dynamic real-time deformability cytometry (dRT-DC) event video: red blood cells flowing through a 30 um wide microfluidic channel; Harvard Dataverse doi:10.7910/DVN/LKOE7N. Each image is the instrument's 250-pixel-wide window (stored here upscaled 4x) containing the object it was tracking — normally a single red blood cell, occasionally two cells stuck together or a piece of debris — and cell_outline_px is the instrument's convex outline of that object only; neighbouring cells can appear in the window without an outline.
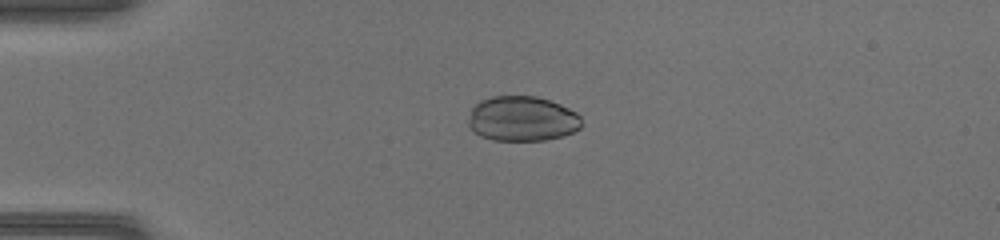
{"species": "common noctule bat (a hibernating species)", "species_latin": "Nyctalus noctula", "temperature_condition": "warm", "stored_images_in_passage": 38, "camera_frame_rate_fps": 3000, "um_per_image_px": 0.085, "animal": {"sex": "female", "body_mass_g": 17.0, "forearm_length_mm": 48.0}, "frame": {"image": 1, "passage_image": 1, "time_ms": 0.0, "image_size_px": [1000, 240], "cell_outline_px": [[580, 128], [572, 132], [560, 136], [544, 140], [492, 140], [480, 136], [472, 132], [468, 124], [468, 120], [472, 108], [480, 100], [492, 96], [536, 96], [560, 104], [576, 112], [580, 116]], "centroid_in_image_um": [44.34, 10.09], "position_along_channel_um": 40.7, "area_um2": 29.65}}
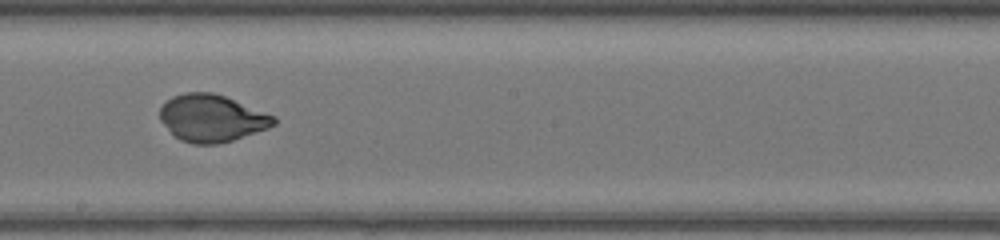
{"frame": {"image": 2, "passage_image": 17, "time_ms": 5.333, "image_size_px": [1000, 240], "cell_outline_px": [[276, 124], [268, 128], [232, 140], [216, 144], [192, 144], [180, 140], [160, 120], [160, 108], [172, 96], [184, 92], [212, 92], [224, 96], [276, 116]], "centroid_in_image_um": [18.01, 10.04], "position_along_channel_um": 230.2, "area_um2": 31.04}}
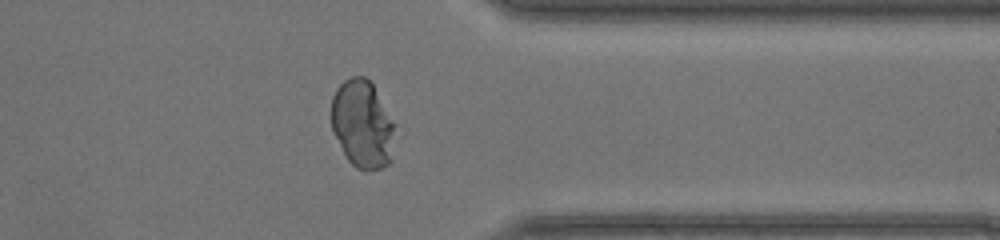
{"frame": {"image": 3, "passage_image": 28, "time_ms": 9.0, "image_size_px": [1000, 240], "cell_outline_px": [[396, 124], [392, 160], [388, 164], [380, 168], [356, 168], [348, 160], [332, 132], [332, 96], [336, 88], [344, 80], [352, 76], [364, 76], [372, 84]], "centroid_in_image_um": [30.82, 10.54], "position_along_channel_um": 380.6, "area_um2": 32.6}}